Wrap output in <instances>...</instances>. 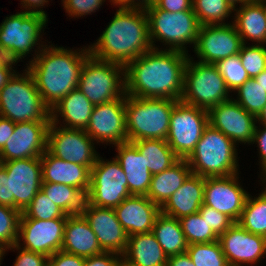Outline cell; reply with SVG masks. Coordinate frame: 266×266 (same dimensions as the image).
<instances>
[{"mask_svg":"<svg viewBox=\"0 0 266 266\" xmlns=\"http://www.w3.org/2000/svg\"><path fill=\"white\" fill-rule=\"evenodd\" d=\"M242 39L234 24L201 25L194 52L200 62L216 64L239 54Z\"/></svg>","mask_w":266,"mask_h":266,"instance_id":"cell-15","label":"cell"},{"mask_svg":"<svg viewBox=\"0 0 266 266\" xmlns=\"http://www.w3.org/2000/svg\"><path fill=\"white\" fill-rule=\"evenodd\" d=\"M122 257L135 266H166L168 260L152 232L128 236Z\"/></svg>","mask_w":266,"mask_h":266,"instance_id":"cell-30","label":"cell"},{"mask_svg":"<svg viewBox=\"0 0 266 266\" xmlns=\"http://www.w3.org/2000/svg\"><path fill=\"white\" fill-rule=\"evenodd\" d=\"M256 119L262 126H266V105Z\"/></svg>","mask_w":266,"mask_h":266,"instance_id":"cell-58","label":"cell"},{"mask_svg":"<svg viewBox=\"0 0 266 266\" xmlns=\"http://www.w3.org/2000/svg\"><path fill=\"white\" fill-rule=\"evenodd\" d=\"M6 250H7L6 248L0 246V262H1V260L3 259L2 257H3V255L5 254V251H6ZM0 264H1V263H0Z\"/></svg>","mask_w":266,"mask_h":266,"instance_id":"cell-62","label":"cell"},{"mask_svg":"<svg viewBox=\"0 0 266 266\" xmlns=\"http://www.w3.org/2000/svg\"><path fill=\"white\" fill-rule=\"evenodd\" d=\"M115 146L118 152L115 159L120 163L126 174L130 194L147 195L152 174L146 166L143 155L140 154L131 142H125Z\"/></svg>","mask_w":266,"mask_h":266,"instance_id":"cell-27","label":"cell"},{"mask_svg":"<svg viewBox=\"0 0 266 266\" xmlns=\"http://www.w3.org/2000/svg\"><path fill=\"white\" fill-rule=\"evenodd\" d=\"M229 266L254 264L266 255V237L246 231L234 223L218 237Z\"/></svg>","mask_w":266,"mask_h":266,"instance_id":"cell-21","label":"cell"},{"mask_svg":"<svg viewBox=\"0 0 266 266\" xmlns=\"http://www.w3.org/2000/svg\"><path fill=\"white\" fill-rule=\"evenodd\" d=\"M209 124L224 133L235 144L251 143L253 140L256 117L248 113L235 99L216 105L208 111Z\"/></svg>","mask_w":266,"mask_h":266,"instance_id":"cell-19","label":"cell"},{"mask_svg":"<svg viewBox=\"0 0 266 266\" xmlns=\"http://www.w3.org/2000/svg\"><path fill=\"white\" fill-rule=\"evenodd\" d=\"M47 21L43 15L26 11L6 17L0 25V50L10 60L18 62L39 44L37 42Z\"/></svg>","mask_w":266,"mask_h":266,"instance_id":"cell-11","label":"cell"},{"mask_svg":"<svg viewBox=\"0 0 266 266\" xmlns=\"http://www.w3.org/2000/svg\"><path fill=\"white\" fill-rule=\"evenodd\" d=\"M15 63L17 62L10 60L4 67L0 68V90L5 87L9 79L14 75L15 70L12 69V65Z\"/></svg>","mask_w":266,"mask_h":266,"instance_id":"cell-56","label":"cell"},{"mask_svg":"<svg viewBox=\"0 0 266 266\" xmlns=\"http://www.w3.org/2000/svg\"><path fill=\"white\" fill-rule=\"evenodd\" d=\"M69 16H83L95 12L105 0H62Z\"/></svg>","mask_w":266,"mask_h":266,"instance_id":"cell-45","label":"cell"},{"mask_svg":"<svg viewBox=\"0 0 266 266\" xmlns=\"http://www.w3.org/2000/svg\"><path fill=\"white\" fill-rule=\"evenodd\" d=\"M93 139L83 129H69L50 122L47 131V150L55 157L87 166L95 165L97 152Z\"/></svg>","mask_w":266,"mask_h":266,"instance_id":"cell-13","label":"cell"},{"mask_svg":"<svg viewBox=\"0 0 266 266\" xmlns=\"http://www.w3.org/2000/svg\"><path fill=\"white\" fill-rule=\"evenodd\" d=\"M237 223L246 231L266 237V188L257 198H246Z\"/></svg>","mask_w":266,"mask_h":266,"instance_id":"cell-35","label":"cell"},{"mask_svg":"<svg viewBox=\"0 0 266 266\" xmlns=\"http://www.w3.org/2000/svg\"><path fill=\"white\" fill-rule=\"evenodd\" d=\"M203 219L206 220L211 230L219 237L227 231L235 222L227 215L216 211L207 205L202 204L198 211Z\"/></svg>","mask_w":266,"mask_h":266,"instance_id":"cell-44","label":"cell"},{"mask_svg":"<svg viewBox=\"0 0 266 266\" xmlns=\"http://www.w3.org/2000/svg\"><path fill=\"white\" fill-rule=\"evenodd\" d=\"M145 12L152 48L158 49L154 44L156 39L169 45L168 50L183 53L187 52L185 44H196L201 24L193 10L171 13L153 4Z\"/></svg>","mask_w":266,"mask_h":266,"instance_id":"cell-7","label":"cell"},{"mask_svg":"<svg viewBox=\"0 0 266 266\" xmlns=\"http://www.w3.org/2000/svg\"><path fill=\"white\" fill-rule=\"evenodd\" d=\"M236 91H238V98L235 101L257 118L266 105L265 89L254 78H250Z\"/></svg>","mask_w":266,"mask_h":266,"instance_id":"cell-39","label":"cell"},{"mask_svg":"<svg viewBox=\"0 0 266 266\" xmlns=\"http://www.w3.org/2000/svg\"><path fill=\"white\" fill-rule=\"evenodd\" d=\"M20 246V242H17L14 246L7 248L8 250L21 249L14 266H48V257L46 255L20 248Z\"/></svg>","mask_w":266,"mask_h":266,"instance_id":"cell-46","label":"cell"},{"mask_svg":"<svg viewBox=\"0 0 266 266\" xmlns=\"http://www.w3.org/2000/svg\"><path fill=\"white\" fill-rule=\"evenodd\" d=\"M192 8L201 25L226 24L224 19L234 10L226 0H193Z\"/></svg>","mask_w":266,"mask_h":266,"instance_id":"cell-36","label":"cell"},{"mask_svg":"<svg viewBox=\"0 0 266 266\" xmlns=\"http://www.w3.org/2000/svg\"><path fill=\"white\" fill-rule=\"evenodd\" d=\"M61 251L84 258L104 252L95 233L82 214L67 216Z\"/></svg>","mask_w":266,"mask_h":266,"instance_id":"cell-26","label":"cell"},{"mask_svg":"<svg viewBox=\"0 0 266 266\" xmlns=\"http://www.w3.org/2000/svg\"><path fill=\"white\" fill-rule=\"evenodd\" d=\"M188 53L152 48L125 66L126 95L180 101Z\"/></svg>","mask_w":266,"mask_h":266,"instance_id":"cell-1","label":"cell"},{"mask_svg":"<svg viewBox=\"0 0 266 266\" xmlns=\"http://www.w3.org/2000/svg\"><path fill=\"white\" fill-rule=\"evenodd\" d=\"M84 131L101 143L117 145L127 142L125 98L95 105Z\"/></svg>","mask_w":266,"mask_h":266,"instance_id":"cell-16","label":"cell"},{"mask_svg":"<svg viewBox=\"0 0 266 266\" xmlns=\"http://www.w3.org/2000/svg\"><path fill=\"white\" fill-rule=\"evenodd\" d=\"M89 49L92 57L124 67L151 50L145 10L119 8L97 42Z\"/></svg>","mask_w":266,"mask_h":266,"instance_id":"cell-2","label":"cell"},{"mask_svg":"<svg viewBox=\"0 0 266 266\" xmlns=\"http://www.w3.org/2000/svg\"><path fill=\"white\" fill-rule=\"evenodd\" d=\"M204 187L205 177L191 173L160 207V212L176 219L197 213L204 202Z\"/></svg>","mask_w":266,"mask_h":266,"instance_id":"cell-25","label":"cell"},{"mask_svg":"<svg viewBox=\"0 0 266 266\" xmlns=\"http://www.w3.org/2000/svg\"><path fill=\"white\" fill-rule=\"evenodd\" d=\"M21 212L12 207L0 205V246L9 248L18 242Z\"/></svg>","mask_w":266,"mask_h":266,"instance_id":"cell-41","label":"cell"},{"mask_svg":"<svg viewBox=\"0 0 266 266\" xmlns=\"http://www.w3.org/2000/svg\"><path fill=\"white\" fill-rule=\"evenodd\" d=\"M3 168L9 179L10 207L22 213L41 189V158L5 161Z\"/></svg>","mask_w":266,"mask_h":266,"instance_id":"cell-14","label":"cell"},{"mask_svg":"<svg viewBox=\"0 0 266 266\" xmlns=\"http://www.w3.org/2000/svg\"><path fill=\"white\" fill-rule=\"evenodd\" d=\"M178 100L125 96L127 142L141 139L166 140L170 116Z\"/></svg>","mask_w":266,"mask_h":266,"instance_id":"cell-4","label":"cell"},{"mask_svg":"<svg viewBox=\"0 0 266 266\" xmlns=\"http://www.w3.org/2000/svg\"><path fill=\"white\" fill-rule=\"evenodd\" d=\"M65 213L40 189L30 204L21 213L20 219L51 220L62 218Z\"/></svg>","mask_w":266,"mask_h":266,"instance_id":"cell-40","label":"cell"},{"mask_svg":"<svg viewBox=\"0 0 266 266\" xmlns=\"http://www.w3.org/2000/svg\"><path fill=\"white\" fill-rule=\"evenodd\" d=\"M263 4V6L265 7V10H266V0H260Z\"/></svg>","mask_w":266,"mask_h":266,"instance_id":"cell-64","label":"cell"},{"mask_svg":"<svg viewBox=\"0 0 266 266\" xmlns=\"http://www.w3.org/2000/svg\"><path fill=\"white\" fill-rule=\"evenodd\" d=\"M152 233L168 257L185 253L188 248L179 219L160 212L155 219Z\"/></svg>","mask_w":266,"mask_h":266,"instance_id":"cell-32","label":"cell"},{"mask_svg":"<svg viewBox=\"0 0 266 266\" xmlns=\"http://www.w3.org/2000/svg\"><path fill=\"white\" fill-rule=\"evenodd\" d=\"M82 215L104 252H115L120 256L125 253L128 235L118 221L114 208L98 207L86 202Z\"/></svg>","mask_w":266,"mask_h":266,"instance_id":"cell-22","label":"cell"},{"mask_svg":"<svg viewBox=\"0 0 266 266\" xmlns=\"http://www.w3.org/2000/svg\"><path fill=\"white\" fill-rule=\"evenodd\" d=\"M24 71V75L15 72L0 90V116L15 123L51 122L50 108L44 103L30 71Z\"/></svg>","mask_w":266,"mask_h":266,"instance_id":"cell-5","label":"cell"},{"mask_svg":"<svg viewBox=\"0 0 266 266\" xmlns=\"http://www.w3.org/2000/svg\"><path fill=\"white\" fill-rule=\"evenodd\" d=\"M232 7L236 8V3H241V5L249 0H226Z\"/></svg>","mask_w":266,"mask_h":266,"instance_id":"cell-61","label":"cell"},{"mask_svg":"<svg viewBox=\"0 0 266 266\" xmlns=\"http://www.w3.org/2000/svg\"><path fill=\"white\" fill-rule=\"evenodd\" d=\"M191 173L187 160L180 159L169 169L152 175L150 188L146 196L161 207L182 186Z\"/></svg>","mask_w":266,"mask_h":266,"instance_id":"cell-31","label":"cell"},{"mask_svg":"<svg viewBox=\"0 0 266 266\" xmlns=\"http://www.w3.org/2000/svg\"><path fill=\"white\" fill-rule=\"evenodd\" d=\"M166 266H195L187 252L169 256Z\"/></svg>","mask_w":266,"mask_h":266,"instance_id":"cell-55","label":"cell"},{"mask_svg":"<svg viewBox=\"0 0 266 266\" xmlns=\"http://www.w3.org/2000/svg\"><path fill=\"white\" fill-rule=\"evenodd\" d=\"M119 260L116 263V266H135L131 263H129L125 258H123L122 256H119Z\"/></svg>","mask_w":266,"mask_h":266,"instance_id":"cell-60","label":"cell"},{"mask_svg":"<svg viewBox=\"0 0 266 266\" xmlns=\"http://www.w3.org/2000/svg\"><path fill=\"white\" fill-rule=\"evenodd\" d=\"M238 55L249 78H254L266 70V48L264 45L246 46L243 44Z\"/></svg>","mask_w":266,"mask_h":266,"instance_id":"cell-43","label":"cell"},{"mask_svg":"<svg viewBox=\"0 0 266 266\" xmlns=\"http://www.w3.org/2000/svg\"><path fill=\"white\" fill-rule=\"evenodd\" d=\"M9 61L8 55L0 50V68L4 67Z\"/></svg>","mask_w":266,"mask_h":266,"instance_id":"cell-59","label":"cell"},{"mask_svg":"<svg viewBox=\"0 0 266 266\" xmlns=\"http://www.w3.org/2000/svg\"><path fill=\"white\" fill-rule=\"evenodd\" d=\"M238 174L205 177L204 205L230 217L235 223L244 208L247 192L238 184Z\"/></svg>","mask_w":266,"mask_h":266,"instance_id":"cell-18","label":"cell"},{"mask_svg":"<svg viewBox=\"0 0 266 266\" xmlns=\"http://www.w3.org/2000/svg\"><path fill=\"white\" fill-rule=\"evenodd\" d=\"M120 254L115 252H103L101 254L85 258L83 266H116Z\"/></svg>","mask_w":266,"mask_h":266,"instance_id":"cell-49","label":"cell"},{"mask_svg":"<svg viewBox=\"0 0 266 266\" xmlns=\"http://www.w3.org/2000/svg\"><path fill=\"white\" fill-rule=\"evenodd\" d=\"M40 158L43 182L70 185L87 194L91 177L87 166L57 158L48 150Z\"/></svg>","mask_w":266,"mask_h":266,"instance_id":"cell-24","label":"cell"},{"mask_svg":"<svg viewBox=\"0 0 266 266\" xmlns=\"http://www.w3.org/2000/svg\"><path fill=\"white\" fill-rule=\"evenodd\" d=\"M0 205L10 207V186L6 170H0Z\"/></svg>","mask_w":266,"mask_h":266,"instance_id":"cell-51","label":"cell"},{"mask_svg":"<svg viewBox=\"0 0 266 266\" xmlns=\"http://www.w3.org/2000/svg\"><path fill=\"white\" fill-rule=\"evenodd\" d=\"M113 4L120 5L118 8L147 9L154 4V0H142L139 3L135 0H111Z\"/></svg>","mask_w":266,"mask_h":266,"instance_id":"cell-53","label":"cell"},{"mask_svg":"<svg viewBox=\"0 0 266 266\" xmlns=\"http://www.w3.org/2000/svg\"><path fill=\"white\" fill-rule=\"evenodd\" d=\"M21 2H22L21 3L22 6L25 9H28L26 10L27 13L40 14V15H43L44 17H47V14L45 13V11H42L40 7L44 6L45 3L49 2L48 0H21ZM37 8H39L40 10H38Z\"/></svg>","mask_w":266,"mask_h":266,"instance_id":"cell-54","label":"cell"},{"mask_svg":"<svg viewBox=\"0 0 266 266\" xmlns=\"http://www.w3.org/2000/svg\"><path fill=\"white\" fill-rule=\"evenodd\" d=\"M93 109L94 105L79 89L76 88L50 109V120L57 125L59 122L58 115L61 114V117L64 118V121L66 122L63 123L66 125H61V127L85 130Z\"/></svg>","mask_w":266,"mask_h":266,"instance_id":"cell-28","label":"cell"},{"mask_svg":"<svg viewBox=\"0 0 266 266\" xmlns=\"http://www.w3.org/2000/svg\"><path fill=\"white\" fill-rule=\"evenodd\" d=\"M128 236L152 232L160 207L146 195H131L114 208Z\"/></svg>","mask_w":266,"mask_h":266,"instance_id":"cell-23","label":"cell"},{"mask_svg":"<svg viewBox=\"0 0 266 266\" xmlns=\"http://www.w3.org/2000/svg\"><path fill=\"white\" fill-rule=\"evenodd\" d=\"M235 143L210 124L186 159L193 174L202 177H219L238 174Z\"/></svg>","mask_w":266,"mask_h":266,"instance_id":"cell-6","label":"cell"},{"mask_svg":"<svg viewBox=\"0 0 266 266\" xmlns=\"http://www.w3.org/2000/svg\"><path fill=\"white\" fill-rule=\"evenodd\" d=\"M154 4L162 10L176 13L186 10H193V0H154Z\"/></svg>","mask_w":266,"mask_h":266,"instance_id":"cell-48","label":"cell"},{"mask_svg":"<svg viewBox=\"0 0 266 266\" xmlns=\"http://www.w3.org/2000/svg\"><path fill=\"white\" fill-rule=\"evenodd\" d=\"M41 189L65 214H82L87 202L84 191L66 184L42 182Z\"/></svg>","mask_w":266,"mask_h":266,"instance_id":"cell-34","label":"cell"},{"mask_svg":"<svg viewBox=\"0 0 266 266\" xmlns=\"http://www.w3.org/2000/svg\"><path fill=\"white\" fill-rule=\"evenodd\" d=\"M86 195L90 205L106 208H115L131 196L126 174L115 158L106 162L98 156L91 168L90 186Z\"/></svg>","mask_w":266,"mask_h":266,"instance_id":"cell-12","label":"cell"},{"mask_svg":"<svg viewBox=\"0 0 266 266\" xmlns=\"http://www.w3.org/2000/svg\"><path fill=\"white\" fill-rule=\"evenodd\" d=\"M77 89L94 106L125 98V67L114 62L96 59L90 55L81 68Z\"/></svg>","mask_w":266,"mask_h":266,"instance_id":"cell-8","label":"cell"},{"mask_svg":"<svg viewBox=\"0 0 266 266\" xmlns=\"http://www.w3.org/2000/svg\"><path fill=\"white\" fill-rule=\"evenodd\" d=\"M254 79L265 89L266 92V70L262 71L258 76L254 77Z\"/></svg>","mask_w":266,"mask_h":266,"instance_id":"cell-57","label":"cell"},{"mask_svg":"<svg viewBox=\"0 0 266 266\" xmlns=\"http://www.w3.org/2000/svg\"><path fill=\"white\" fill-rule=\"evenodd\" d=\"M46 46L42 49L39 46L41 52L37 51L27 69L32 74L44 103L51 109L77 88L80 71L90 56V49L78 52L64 47Z\"/></svg>","mask_w":266,"mask_h":266,"instance_id":"cell-3","label":"cell"},{"mask_svg":"<svg viewBox=\"0 0 266 266\" xmlns=\"http://www.w3.org/2000/svg\"><path fill=\"white\" fill-rule=\"evenodd\" d=\"M15 122L0 116V150L14 132Z\"/></svg>","mask_w":266,"mask_h":266,"instance_id":"cell-52","label":"cell"},{"mask_svg":"<svg viewBox=\"0 0 266 266\" xmlns=\"http://www.w3.org/2000/svg\"><path fill=\"white\" fill-rule=\"evenodd\" d=\"M68 214L51 220L19 219L18 242L23 239V249L50 257L61 251L64 227Z\"/></svg>","mask_w":266,"mask_h":266,"instance_id":"cell-17","label":"cell"},{"mask_svg":"<svg viewBox=\"0 0 266 266\" xmlns=\"http://www.w3.org/2000/svg\"><path fill=\"white\" fill-rule=\"evenodd\" d=\"M84 257L57 251L48 257V266H83Z\"/></svg>","mask_w":266,"mask_h":266,"instance_id":"cell-47","label":"cell"},{"mask_svg":"<svg viewBox=\"0 0 266 266\" xmlns=\"http://www.w3.org/2000/svg\"><path fill=\"white\" fill-rule=\"evenodd\" d=\"M143 155L152 175L172 167L180 158L163 139H141L131 142Z\"/></svg>","mask_w":266,"mask_h":266,"instance_id":"cell-33","label":"cell"},{"mask_svg":"<svg viewBox=\"0 0 266 266\" xmlns=\"http://www.w3.org/2000/svg\"><path fill=\"white\" fill-rule=\"evenodd\" d=\"M216 66L224 78L229 91H236L250 79L238 54L219 60Z\"/></svg>","mask_w":266,"mask_h":266,"instance_id":"cell-42","label":"cell"},{"mask_svg":"<svg viewBox=\"0 0 266 266\" xmlns=\"http://www.w3.org/2000/svg\"><path fill=\"white\" fill-rule=\"evenodd\" d=\"M179 222L188 245L210 243L218 240V236L211 230L199 212L182 217Z\"/></svg>","mask_w":266,"mask_h":266,"instance_id":"cell-38","label":"cell"},{"mask_svg":"<svg viewBox=\"0 0 266 266\" xmlns=\"http://www.w3.org/2000/svg\"><path fill=\"white\" fill-rule=\"evenodd\" d=\"M235 20L232 22L239 33L243 44L249 39L260 45L266 44V10L260 0H249L239 9H235ZM265 43V44H264Z\"/></svg>","mask_w":266,"mask_h":266,"instance_id":"cell-29","label":"cell"},{"mask_svg":"<svg viewBox=\"0 0 266 266\" xmlns=\"http://www.w3.org/2000/svg\"><path fill=\"white\" fill-rule=\"evenodd\" d=\"M208 125L207 110L180 100L173 107L166 141L180 159H187Z\"/></svg>","mask_w":266,"mask_h":266,"instance_id":"cell-10","label":"cell"},{"mask_svg":"<svg viewBox=\"0 0 266 266\" xmlns=\"http://www.w3.org/2000/svg\"><path fill=\"white\" fill-rule=\"evenodd\" d=\"M186 252L195 266H229L218 240L190 244Z\"/></svg>","mask_w":266,"mask_h":266,"instance_id":"cell-37","label":"cell"},{"mask_svg":"<svg viewBox=\"0 0 266 266\" xmlns=\"http://www.w3.org/2000/svg\"><path fill=\"white\" fill-rule=\"evenodd\" d=\"M229 89L216 64L192 62L184 70V91L181 101L209 111L216 105L230 100Z\"/></svg>","mask_w":266,"mask_h":266,"instance_id":"cell-9","label":"cell"},{"mask_svg":"<svg viewBox=\"0 0 266 266\" xmlns=\"http://www.w3.org/2000/svg\"><path fill=\"white\" fill-rule=\"evenodd\" d=\"M264 129H258V126L255 127V132H254V136H253V144L254 142L258 143V148H259V155H260V162L261 163V167H262V171L261 172V176H263V181H266V126H263Z\"/></svg>","mask_w":266,"mask_h":266,"instance_id":"cell-50","label":"cell"},{"mask_svg":"<svg viewBox=\"0 0 266 266\" xmlns=\"http://www.w3.org/2000/svg\"><path fill=\"white\" fill-rule=\"evenodd\" d=\"M50 122H16L14 132L0 150L4 161L40 158L47 150Z\"/></svg>","mask_w":266,"mask_h":266,"instance_id":"cell-20","label":"cell"},{"mask_svg":"<svg viewBox=\"0 0 266 266\" xmlns=\"http://www.w3.org/2000/svg\"><path fill=\"white\" fill-rule=\"evenodd\" d=\"M4 159H3V156H2V154H1V152H0V170L4 167Z\"/></svg>","mask_w":266,"mask_h":266,"instance_id":"cell-63","label":"cell"}]
</instances>
